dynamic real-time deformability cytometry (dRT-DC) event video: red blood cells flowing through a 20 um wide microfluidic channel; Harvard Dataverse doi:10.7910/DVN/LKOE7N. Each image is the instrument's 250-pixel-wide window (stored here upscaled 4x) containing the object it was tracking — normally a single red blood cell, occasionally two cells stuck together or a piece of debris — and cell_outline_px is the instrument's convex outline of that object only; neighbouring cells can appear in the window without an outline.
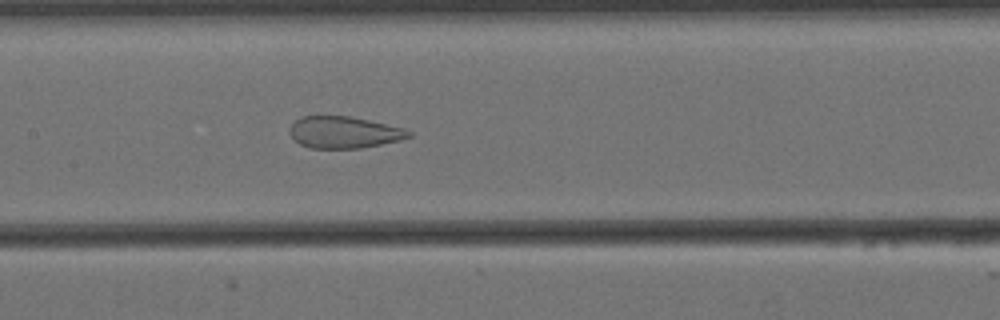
{"species": "Egyptian fruit bat (a non-hibernating species)", "species_latin": "Rousettus aegyptiacus", "temperature_condition": "cold", "stored_images_in_passage": 46, "camera_frame_rate_fps": 3000, "um_per_image_px": 0.085, "animal": {"sex": "female"}, "frame": {"image": 1, "passage_image": 18, "time_ms": 5.667, "image_size_px": [1000, 320], "cell_outline_px": [[412, 136], [400, 140], [360, 148], [312, 148], [300, 144], [288, 132], [288, 128], [300, 116], [348, 116], [368, 120], [404, 128], [412, 132]], "centroid_in_image_um": [29.23, 11.24], "position_along_channel_um": 178.2, "area_um2": 21.91}}
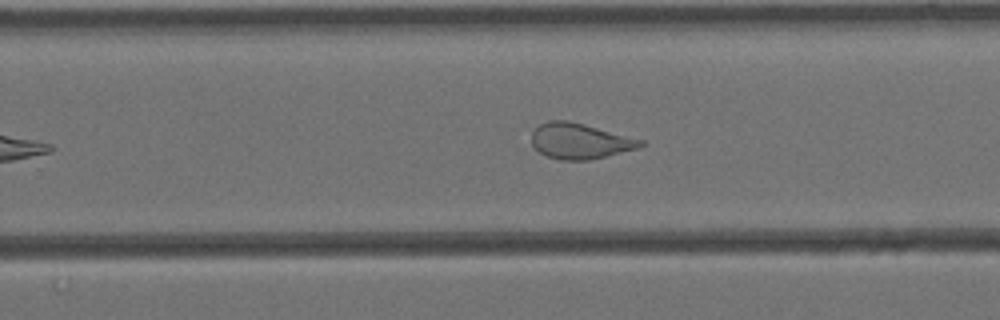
{"frame": {"image": 2, "passage_image": 27, "time_ms": 8.667, "image_size_px": [1000, 320], "cell_outline_px": [[644, 144], [636, 148], [588, 160], [560, 160], [548, 156], [532, 148], [532, 132], [540, 124], [548, 120], [568, 120], [584, 124], [644, 140]], "centroid_in_image_um": [49.24, 11.98], "position_along_channel_um": 280.6, "area_um2": 22.37}}
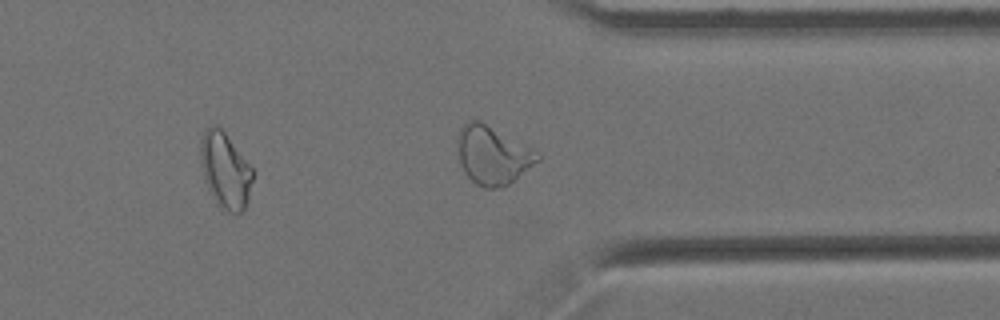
{"frame": {"image": 3, "passage_image": 35, "time_ms": 11.333, "image_size_px": [1000, 320], "cell_outline_px": [[252, 180], [248, 200], [244, 208], [236, 216], [232, 216], [216, 204], [204, 180], [200, 160], [200, 140], [204, 128], [208, 124], [216, 124], [224, 132], [252, 168]], "centroid_in_image_um": [19.1, 14.49], "position_along_channel_um": 392.3, "area_um2": 23.29}, "authors_computed_cell_mechanics": {"area_um2": 23.8714, "velocity_mm_per_s": 3.4442, "shape_relaxation_time_tau1_ms": null, "shape_relaxation_time_tau2_ms": 1.4396, "deformation_change_tau1": null, "deformation_change_tau2": 0.088}}